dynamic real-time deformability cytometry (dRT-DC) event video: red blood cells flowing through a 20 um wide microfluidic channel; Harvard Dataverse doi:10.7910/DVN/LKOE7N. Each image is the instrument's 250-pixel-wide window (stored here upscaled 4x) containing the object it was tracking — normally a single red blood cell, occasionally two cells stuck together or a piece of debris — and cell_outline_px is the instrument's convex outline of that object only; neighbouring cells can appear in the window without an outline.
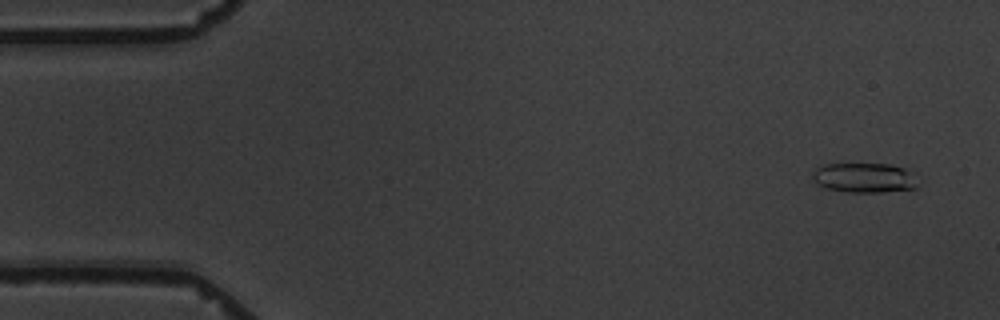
{"species": "common noctule bat (a hibernating species)", "species_latin": "Nyctalus noctula", "temperature_condition": "warm", "stored_images_in_passage": 4, "camera_frame_rate_fps": 3000, "um_per_image_px": 0.085, "animal": {"sex": "male", "body_mass_g": 19.5, "forearm_length_mm": 54.6}, "frame": {"image": 1, "passage_image": 1, "time_ms": 0.0, "image_size_px": [1000, 320], "cell_outline_px": [[916, 188], [880, 192], [848, 192], [828, 188], [816, 184], [812, 176], [812, 172], [816, 168], [824, 164], [892, 164], [904, 168], [908, 172]], "centroid_in_image_um": [73.36, 15.1], "position_along_channel_um": 11.6, "area_um2": 17.8}}